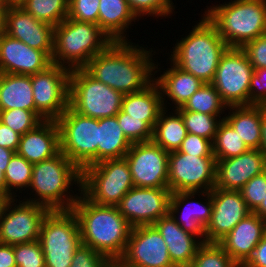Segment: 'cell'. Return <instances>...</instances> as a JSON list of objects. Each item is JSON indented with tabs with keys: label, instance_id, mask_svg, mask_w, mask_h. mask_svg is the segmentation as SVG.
Instances as JSON below:
<instances>
[{
	"label": "cell",
	"instance_id": "15",
	"mask_svg": "<svg viewBox=\"0 0 266 267\" xmlns=\"http://www.w3.org/2000/svg\"><path fill=\"white\" fill-rule=\"evenodd\" d=\"M134 187L168 188L169 152L153 141L132 143L125 157Z\"/></svg>",
	"mask_w": 266,
	"mask_h": 267
},
{
	"label": "cell",
	"instance_id": "35",
	"mask_svg": "<svg viewBox=\"0 0 266 267\" xmlns=\"http://www.w3.org/2000/svg\"><path fill=\"white\" fill-rule=\"evenodd\" d=\"M216 160L237 157L249 150L237 132L223 119L212 142Z\"/></svg>",
	"mask_w": 266,
	"mask_h": 267
},
{
	"label": "cell",
	"instance_id": "23",
	"mask_svg": "<svg viewBox=\"0 0 266 267\" xmlns=\"http://www.w3.org/2000/svg\"><path fill=\"white\" fill-rule=\"evenodd\" d=\"M264 236L265 222L252 212L238 222L218 244L238 266H243Z\"/></svg>",
	"mask_w": 266,
	"mask_h": 267
},
{
	"label": "cell",
	"instance_id": "56",
	"mask_svg": "<svg viewBox=\"0 0 266 267\" xmlns=\"http://www.w3.org/2000/svg\"><path fill=\"white\" fill-rule=\"evenodd\" d=\"M0 194L6 195V180L4 167H0Z\"/></svg>",
	"mask_w": 266,
	"mask_h": 267
},
{
	"label": "cell",
	"instance_id": "6",
	"mask_svg": "<svg viewBox=\"0 0 266 267\" xmlns=\"http://www.w3.org/2000/svg\"><path fill=\"white\" fill-rule=\"evenodd\" d=\"M113 41L95 23L66 18L54 28L52 64L70 71L82 69Z\"/></svg>",
	"mask_w": 266,
	"mask_h": 267
},
{
	"label": "cell",
	"instance_id": "26",
	"mask_svg": "<svg viewBox=\"0 0 266 267\" xmlns=\"http://www.w3.org/2000/svg\"><path fill=\"white\" fill-rule=\"evenodd\" d=\"M171 68L165 70L159 77H154L157 83L165 108V98L172 101L173 109L183 107L189 98L204 84L191 73L181 70L171 62ZM164 97V98H163ZM165 102V103H164Z\"/></svg>",
	"mask_w": 266,
	"mask_h": 267
},
{
	"label": "cell",
	"instance_id": "36",
	"mask_svg": "<svg viewBox=\"0 0 266 267\" xmlns=\"http://www.w3.org/2000/svg\"><path fill=\"white\" fill-rule=\"evenodd\" d=\"M33 165L17 153L13 155L5 171L6 196L10 199L15 198L18 196L15 195V191L20 190L19 192L22 193L23 188V190L29 188ZM12 189L16 190L13 191Z\"/></svg>",
	"mask_w": 266,
	"mask_h": 267
},
{
	"label": "cell",
	"instance_id": "19",
	"mask_svg": "<svg viewBox=\"0 0 266 267\" xmlns=\"http://www.w3.org/2000/svg\"><path fill=\"white\" fill-rule=\"evenodd\" d=\"M196 194L198 196L201 195L202 197L206 196V199H204L206 202H200V200L193 201ZM212 210L213 203L211 191L171 193L169 214L182 229L197 238L200 237L199 240L203 243L206 242L205 228L210 222ZM179 213L180 215H178Z\"/></svg>",
	"mask_w": 266,
	"mask_h": 267
},
{
	"label": "cell",
	"instance_id": "49",
	"mask_svg": "<svg viewBox=\"0 0 266 267\" xmlns=\"http://www.w3.org/2000/svg\"><path fill=\"white\" fill-rule=\"evenodd\" d=\"M21 135L0 122V147L17 152Z\"/></svg>",
	"mask_w": 266,
	"mask_h": 267
},
{
	"label": "cell",
	"instance_id": "16",
	"mask_svg": "<svg viewBox=\"0 0 266 267\" xmlns=\"http://www.w3.org/2000/svg\"><path fill=\"white\" fill-rule=\"evenodd\" d=\"M171 193L169 188L132 187L117 208L132 227L153 225L169 214Z\"/></svg>",
	"mask_w": 266,
	"mask_h": 267
},
{
	"label": "cell",
	"instance_id": "41",
	"mask_svg": "<svg viewBox=\"0 0 266 267\" xmlns=\"http://www.w3.org/2000/svg\"><path fill=\"white\" fill-rule=\"evenodd\" d=\"M132 13L137 17L148 15L153 17H168L175 9L172 0H127Z\"/></svg>",
	"mask_w": 266,
	"mask_h": 267
},
{
	"label": "cell",
	"instance_id": "43",
	"mask_svg": "<svg viewBox=\"0 0 266 267\" xmlns=\"http://www.w3.org/2000/svg\"><path fill=\"white\" fill-rule=\"evenodd\" d=\"M100 0H69L68 18L78 22H92L98 25Z\"/></svg>",
	"mask_w": 266,
	"mask_h": 267
},
{
	"label": "cell",
	"instance_id": "21",
	"mask_svg": "<svg viewBox=\"0 0 266 267\" xmlns=\"http://www.w3.org/2000/svg\"><path fill=\"white\" fill-rule=\"evenodd\" d=\"M52 65L43 51L3 33L0 35V73L33 75Z\"/></svg>",
	"mask_w": 266,
	"mask_h": 267
},
{
	"label": "cell",
	"instance_id": "25",
	"mask_svg": "<svg viewBox=\"0 0 266 267\" xmlns=\"http://www.w3.org/2000/svg\"><path fill=\"white\" fill-rule=\"evenodd\" d=\"M153 226L162 235L175 267H189L199 247L203 244L197 237L186 232L168 214L157 220Z\"/></svg>",
	"mask_w": 266,
	"mask_h": 267
},
{
	"label": "cell",
	"instance_id": "12",
	"mask_svg": "<svg viewBox=\"0 0 266 267\" xmlns=\"http://www.w3.org/2000/svg\"><path fill=\"white\" fill-rule=\"evenodd\" d=\"M216 158L169 152L168 188L174 192L211 191L215 187Z\"/></svg>",
	"mask_w": 266,
	"mask_h": 267
},
{
	"label": "cell",
	"instance_id": "9",
	"mask_svg": "<svg viewBox=\"0 0 266 267\" xmlns=\"http://www.w3.org/2000/svg\"><path fill=\"white\" fill-rule=\"evenodd\" d=\"M60 151L81 171L98 163L99 119L86 117L70 106L56 120Z\"/></svg>",
	"mask_w": 266,
	"mask_h": 267
},
{
	"label": "cell",
	"instance_id": "61",
	"mask_svg": "<svg viewBox=\"0 0 266 267\" xmlns=\"http://www.w3.org/2000/svg\"><path fill=\"white\" fill-rule=\"evenodd\" d=\"M264 222H265V235H266V219L264 220Z\"/></svg>",
	"mask_w": 266,
	"mask_h": 267
},
{
	"label": "cell",
	"instance_id": "3",
	"mask_svg": "<svg viewBox=\"0 0 266 267\" xmlns=\"http://www.w3.org/2000/svg\"><path fill=\"white\" fill-rule=\"evenodd\" d=\"M74 184L81 192V170L60 151L54 157L33 165L28 189L35 193L34 198L23 200L44 206L49 211H68L79 197L70 194Z\"/></svg>",
	"mask_w": 266,
	"mask_h": 267
},
{
	"label": "cell",
	"instance_id": "28",
	"mask_svg": "<svg viewBox=\"0 0 266 267\" xmlns=\"http://www.w3.org/2000/svg\"><path fill=\"white\" fill-rule=\"evenodd\" d=\"M137 17L129 8L127 0H100L98 26L112 41H129L126 30Z\"/></svg>",
	"mask_w": 266,
	"mask_h": 267
},
{
	"label": "cell",
	"instance_id": "8",
	"mask_svg": "<svg viewBox=\"0 0 266 267\" xmlns=\"http://www.w3.org/2000/svg\"><path fill=\"white\" fill-rule=\"evenodd\" d=\"M39 242L46 267H70L75 250L82 244L73 211H49L41 223Z\"/></svg>",
	"mask_w": 266,
	"mask_h": 267
},
{
	"label": "cell",
	"instance_id": "45",
	"mask_svg": "<svg viewBox=\"0 0 266 267\" xmlns=\"http://www.w3.org/2000/svg\"><path fill=\"white\" fill-rule=\"evenodd\" d=\"M178 151L196 157H215L211 140L190 133H187Z\"/></svg>",
	"mask_w": 266,
	"mask_h": 267
},
{
	"label": "cell",
	"instance_id": "46",
	"mask_svg": "<svg viewBox=\"0 0 266 267\" xmlns=\"http://www.w3.org/2000/svg\"><path fill=\"white\" fill-rule=\"evenodd\" d=\"M108 261L103 254L81 244L74 252L70 267H105Z\"/></svg>",
	"mask_w": 266,
	"mask_h": 267
},
{
	"label": "cell",
	"instance_id": "5",
	"mask_svg": "<svg viewBox=\"0 0 266 267\" xmlns=\"http://www.w3.org/2000/svg\"><path fill=\"white\" fill-rule=\"evenodd\" d=\"M206 9L203 15L228 47L241 48L266 33V0H231Z\"/></svg>",
	"mask_w": 266,
	"mask_h": 267
},
{
	"label": "cell",
	"instance_id": "47",
	"mask_svg": "<svg viewBox=\"0 0 266 267\" xmlns=\"http://www.w3.org/2000/svg\"><path fill=\"white\" fill-rule=\"evenodd\" d=\"M241 49L254 69L266 68V33L245 43Z\"/></svg>",
	"mask_w": 266,
	"mask_h": 267
},
{
	"label": "cell",
	"instance_id": "51",
	"mask_svg": "<svg viewBox=\"0 0 266 267\" xmlns=\"http://www.w3.org/2000/svg\"><path fill=\"white\" fill-rule=\"evenodd\" d=\"M0 267H17L14 258V245L0 243Z\"/></svg>",
	"mask_w": 266,
	"mask_h": 267
},
{
	"label": "cell",
	"instance_id": "34",
	"mask_svg": "<svg viewBox=\"0 0 266 267\" xmlns=\"http://www.w3.org/2000/svg\"><path fill=\"white\" fill-rule=\"evenodd\" d=\"M227 108V105L223 102L219 92L212 83H204L183 107L176 110H187L212 116H221L222 112L225 113V110H228Z\"/></svg>",
	"mask_w": 266,
	"mask_h": 267
},
{
	"label": "cell",
	"instance_id": "17",
	"mask_svg": "<svg viewBox=\"0 0 266 267\" xmlns=\"http://www.w3.org/2000/svg\"><path fill=\"white\" fill-rule=\"evenodd\" d=\"M127 267H175L167 244L153 225L132 227L123 256Z\"/></svg>",
	"mask_w": 266,
	"mask_h": 267
},
{
	"label": "cell",
	"instance_id": "27",
	"mask_svg": "<svg viewBox=\"0 0 266 267\" xmlns=\"http://www.w3.org/2000/svg\"><path fill=\"white\" fill-rule=\"evenodd\" d=\"M163 109L161 91L154 80L143 90L126 94L122 99L121 111L145 121L152 129Z\"/></svg>",
	"mask_w": 266,
	"mask_h": 267
},
{
	"label": "cell",
	"instance_id": "4",
	"mask_svg": "<svg viewBox=\"0 0 266 267\" xmlns=\"http://www.w3.org/2000/svg\"><path fill=\"white\" fill-rule=\"evenodd\" d=\"M181 39L171 51L170 62L203 83H212L220 58L228 48L217 28L204 15Z\"/></svg>",
	"mask_w": 266,
	"mask_h": 267
},
{
	"label": "cell",
	"instance_id": "11",
	"mask_svg": "<svg viewBox=\"0 0 266 267\" xmlns=\"http://www.w3.org/2000/svg\"><path fill=\"white\" fill-rule=\"evenodd\" d=\"M253 73L254 68L245 52L241 48L228 47L220 58L212 82L227 107L249 105V86Z\"/></svg>",
	"mask_w": 266,
	"mask_h": 267
},
{
	"label": "cell",
	"instance_id": "52",
	"mask_svg": "<svg viewBox=\"0 0 266 267\" xmlns=\"http://www.w3.org/2000/svg\"><path fill=\"white\" fill-rule=\"evenodd\" d=\"M260 150L266 159V106H262Z\"/></svg>",
	"mask_w": 266,
	"mask_h": 267
},
{
	"label": "cell",
	"instance_id": "31",
	"mask_svg": "<svg viewBox=\"0 0 266 267\" xmlns=\"http://www.w3.org/2000/svg\"><path fill=\"white\" fill-rule=\"evenodd\" d=\"M131 145L116 116L99 119L98 162L124 158Z\"/></svg>",
	"mask_w": 266,
	"mask_h": 267
},
{
	"label": "cell",
	"instance_id": "54",
	"mask_svg": "<svg viewBox=\"0 0 266 267\" xmlns=\"http://www.w3.org/2000/svg\"><path fill=\"white\" fill-rule=\"evenodd\" d=\"M8 7V3H0V35L5 33L6 12Z\"/></svg>",
	"mask_w": 266,
	"mask_h": 267
},
{
	"label": "cell",
	"instance_id": "60",
	"mask_svg": "<svg viewBox=\"0 0 266 267\" xmlns=\"http://www.w3.org/2000/svg\"><path fill=\"white\" fill-rule=\"evenodd\" d=\"M0 3H8L6 0H0Z\"/></svg>",
	"mask_w": 266,
	"mask_h": 267
},
{
	"label": "cell",
	"instance_id": "33",
	"mask_svg": "<svg viewBox=\"0 0 266 267\" xmlns=\"http://www.w3.org/2000/svg\"><path fill=\"white\" fill-rule=\"evenodd\" d=\"M69 0H24L19 4L35 19L53 27L68 17Z\"/></svg>",
	"mask_w": 266,
	"mask_h": 267
},
{
	"label": "cell",
	"instance_id": "58",
	"mask_svg": "<svg viewBox=\"0 0 266 267\" xmlns=\"http://www.w3.org/2000/svg\"><path fill=\"white\" fill-rule=\"evenodd\" d=\"M105 267H127L120 260H109Z\"/></svg>",
	"mask_w": 266,
	"mask_h": 267
},
{
	"label": "cell",
	"instance_id": "24",
	"mask_svg": "<svg viewBox=\"0 0 266 267\" xmlns=\"http://www.w3.org/2000/svg\"><path fill=\"white\" fill-rule=\"evenodd\" d=\"M60 152L59 128L56 120H44L20 137L17 154L35 164Z\"/></svg>",
	"mask_w": 266,
	"mask_h": 267
},
{
	"label": "cell",
	"instance_id": "18",
	"mask_svg": "<svg viewBox=\"0 0 266 267\" xmlns=\"http://www.w3.org/2000/svg\"><path fill=\"white\" fill-rule=\"evenodd\" d=\"M211 194L213 210L205 228V236L207 243H218L252 211L240 191L213 188Z\"/></svg>",
	"mask_w": 266,
	"mask_h": 267
},
{
	"label": "cell",
	"instance_id": "20",
	"mask_svg": "<svg viewBox=\"0 0 266 267\" xmlns=\"http://www.w3.org/2000/svg\"><path fill=\"white\" fill-rule=\"evenodd\" d=\"M54 28L35 19L19 5H9L7 9L5 33L45 52L51 59L54 50Z\"/></svg>",
	"mask_w": 266,
	"mask_h": 267
},
{
	"label": "cell",
	"instance_id": "38",
	"mask_svg": "<svg viewBox=\"0 0 266 267\" xmlns=\"http://www.w3.org/2000/svg\"><path fill=\"white\" fill-rule=\"evenodd\" d=\"M189 267H238L218 243H203Z\"/></svg>",
	"mask_w": 266,
	"mask_h": 267
},
{
	"label": "cell",
	"instance_id": "53",
	"mask_svg": "<svg viewBox=\"0 0 266 267\" xmlns=\"http://www.w3.org/2000/svg\"><path fill=\"white\" fill-rule=\"evenodd\" d=\"M15 153L16 152L12 151L11 149L0 147V167H4V173Z\"/></svg>",
	"mask_w": 266,
	"mask_h": 267
},
{
	"label": "cell",
	"instance_id": "29",
	"mask_svg": "<svg viewBox=\"0 0 266 267\" xmlns=\"http://www.w3.org/2000/svg\"><path fill=\"white\" fill-rule=\"evenodd\" d=\"M35 111L31 75L0 73V111Z\"/></svg>",
	"mask_w": 266,
	"mask_h": 267
},
{
	"label": "cell",
	"instance_id": "10",
	"mask_svg": "<svg viewBox=\"0 0 266 267\" xmlns=\"http://www.w3.org/2000/svg\"><path fill=\"white\" fill-rule=\"evenodd\" d=\"M69 106L78 114L101 119L116 116L123 94L95 80L83 68L70 71Z\"/></svg>",
	"mask_w": 266,
	"mask_h": 267
},
{
	"label": "cell",
	"instance_id": "7",
	"mask_svg": "<svg viewBox=\"0 0 266 267\" xmlns=\"http://www.w3.org/2000/svg\"><path fill=\"white\" fill-rule=\"evenodd\" d=\"M132 187L125 158L107 159L81 171V193L98 205L117 206Z\"/></svg>",
	"mask_w": 266,
	"mask_h": 267
},
{
	"label": "cell",
	"instance_id": "32",
	"mask_svg": "<svg viewBox=\"0 0 266 267\" xmlns=\"http://www.w3.org/2000/svg\"><path fill=\"white\" fill-rule=\"evenodd\" d=\"M164 108L153 129L152 141L167 152L176 151L186 138L187 130L181 114L175 109L168 115Z\"/></svg>",
	"mask_w": 266,
	"mask_h": 267
},
{
	"label": "cell",
	"instance_id": "30",
	"mask_svg": "<svg viewBox=\"0 0 266 267\" xmlns=\"http://www.w3.org/2000/svg\"><path fill=\"white\" fill-rule=\"evenodd\" d=\"M224 120L249 149H260L262 105L230 106Z\"/></svg>",
	"mask_w": 266,
	"mask_h": 267
},
{
	"label": "cell",
	"instance_id": "37",
	"mask_svg": "<svg viewBox=\"0 0 266 267\" xmlns=\"http://www.w3.org/2000/svg\"><path fill=\"white\" fill-rule=\"evenodd\" d=\"M184 121L187 133L198 135L213 142L219 123L224 116H212L187 110H177ZM220 118V119H219Z\"/></svg>",
	"mask_w": 266,
	"mask_h": 267
},
{
	"label": "cell",
	"instance_id": "48",
	"mask_svg": "<svg viewBox=\"0 0 266 267\" xmlns=\"http://www.w3.org/2000/svg\"><path fill=\"white\" fill-rule=\"evenodd\" d=\"M249 105L266 106V68L254 69L249 86Z\"/></svg>",
	"mask_w": 266,
	"mask_h": 267
},
{
	"label": "cell",
	"instance_id": "2",
	"mask_svg": "<svg viewBox=\"0 0 266 267\" xmlns=\"http://www.w3.org/2000/svg\"><path fill=\"white\" fill-rule=\"evenodd\" d=\"M71 210L78 219L83 245L108 260H119L123 256L132 226L117 206L98 205L80 192Z\"/></svg>",
	"mask_w": 266,
	"mask_h": 267
},
{
	"label": "cell",
	"instance_id": "57",
	"mask_svg": "<svg viewBox=\"0 0 266 267\" xmlns=\"http://www.w3.org/2000/svg\"><path fill=\"white\" fill-rule=\"evenodd\" d=\"M9 200L10 198L8 196L0 194V219L3 213V210L5 208V205L7 204Z\"/></svg>",
	"mask_w": 266,
	"mask_h": 267
},
{
	"label": "cell",
	"instance_id": "22",
	"mask_svg": "<svg viewBox=\"0 0 266 267\" xmlns=\"http://www.w3.org/2000/svg\"><path fill=\"white\" fill-rule=\"evenodd\" d=\"M266 171L260 149H249L237 157L216 160L215 187L239 191L250 179Z\"/></svg>",
	"mask_w": 266,
	"mask_h": 267
},
{
	"label": "cell",
	"instance_id": "1",
	"mask_svg": "<svg viewBox=\"0 0 266 267\" xmlns=\"http://www.w3.org/2000/svg\"><path fill=\"white\" fill-rule=\"evenodd\" d=\"M153 51L130 41H113L83 69L95 80L123 95L138 92L147 87L154 80L155 73L160 71L155 64L158 62L153 63Z\"/></svg>",
	"mask_w": 266,
	"mask_h": 267
},
{
	"label": "cell",
	"instance_id": "42",
	"mask_svg": "<svg viewBox=\"0 0 266 267\" xmlns=\"http://www.w3.org/2000/svg\"><path fill=\"white\" fill-rule=\"evenodd\" d=\"M14 258L17 267H46L42 246L39 240L15 244Z\"/></svg>",
	"mask_w": 266,
	"mask_h": 267
},
{
	"label": "cell",
	"instance_id": "14",
	"mask_svg": "<svg viewBox=\"0 0 266 267\" xmlns=\"http://www.w3.org/2000/svg\"><path fill=\"white\" fill-rule=\"evenodd\" d=\"M16 199L7 202L0 219L2 244L15 245L39 240L41 223L49 212L44 206L24 200L17 205Z\"/></svg>",
	"mask_w": 266,
	"mask_h": 267
},
{
	"label": "cell",
	"instance_id": "40",
	"mask_svg": "<svg viewBox=\"0 0 266 267\" xmlns=\"http://www.w3.org/2000/svg\"><path fill=\"white\" fill-rule=\"evenodd\" d=\"M116 117L125 137L131 143L152 141L153 129L145 121L131 118V116L121 110Z\"/></svg>",
	"mask_w": 266,
	"mask_h": 267
},
{
	"label": "cell",
	"instance_id": "13",
	"mask_svg": "<svg viewBox=\"0 0 266 267\" xmlns=\"http://www.w3.org/2000/svg\"><path fill=\"white\" fill-rule=\"evenodd\" d=\"M69 75L56 64L31 75L35 111L43 120H57L69 107Z\"/></svg>",
	"mask_w": 266,
	"mask_h": 267
},
{
	"label": "cell",
	"instance_id": "39",
	"mask_svg": "<svg viewBox=\"0 0 266 267\" xmlns=\"http://www.w3.org/2000/svg\"><path fill=\"white\" fill-rule=\"evenodd\" d=\"M44 120L36 111L10 109L0 111V122L21 136L35 129Z\"/></svg>",
	"mask_w": 266,
	"mask_h": 267
},
{
	"label": "cell",
	"instance_id": "55",
	"mask_svg": "<svg viewBox=\"0 0 266 267\" xmlns=\"http://www.w3.org/2000/svg\"><path fill=\"white\" fill-rule=\"evenodd\" d=\"M253 213H255L257 216H259L263 220L266 219V195L263 198L260 205L253 211Z\"/></svg>",
	"mask_w": 266,
	"mask_h": 267
},
{
	"label": "cell",
	"instance_id": "59",
	"mask_svg": "<svg viewBox=\"0 0 266 267\" xmlns=\"http://www.w3.org/2000/svg\"><path fill=\"white\" fill-rule=\"evenodd\" d=\"M9 5H19L24 0H6Z\"/></svg>",
	"mask_w": 266,
	"mask_h": 267
},
{
	"label": "cell",
	"instance_id": "50",
	"mask_svg": "<svg viewBox=\"0 0 266 267\" xmlns=\"http://www.w3.org/2000/svg\"><path fill=\"white\" fill-rule=\"evenodd\" d=\"M243 267H266V235L254 248L251 257Z\"/></svg>",
	"mask_w": 266,
	"mask_h": 267
},
{
	"label": "cell",
	"instance_id": "44",
	"mask_svg": "<svg viewBox=\"0 0 266 267\" xmlns=\"http://www.w3.org/2000/svg\"><path fill=\"white\" fill-rule=\"evenodd\" d=\"M239 191L248 208L253 212L266 195V171L254 176Z\"/></svg>",
	"mask_w": 266,
	"mask_h": 267
}]
</instances>
